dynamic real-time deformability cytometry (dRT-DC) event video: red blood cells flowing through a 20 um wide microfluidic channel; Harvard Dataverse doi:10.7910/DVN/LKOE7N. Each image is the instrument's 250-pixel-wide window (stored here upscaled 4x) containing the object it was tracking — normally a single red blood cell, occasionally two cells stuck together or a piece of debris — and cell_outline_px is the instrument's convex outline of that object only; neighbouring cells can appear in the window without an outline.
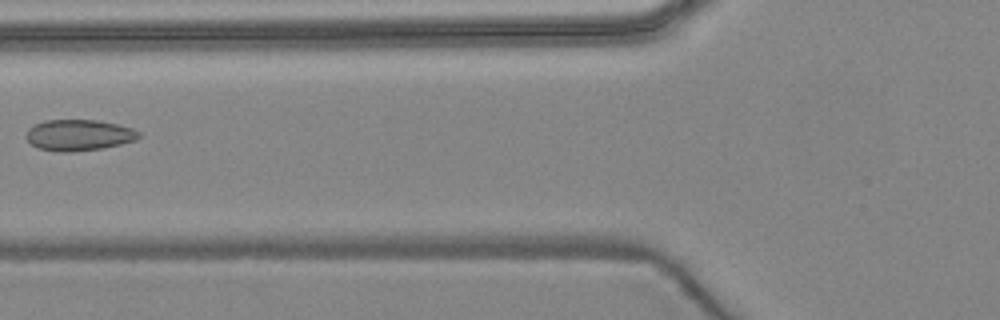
{"species": "common noctule bat (a hibernating species)", "species_latin": "Nyctalus noctula", "temperature_condition": "warm", "stored_images_in_passage": 4, "camera_frame_rate_fps": 3000, "um_per_image_px": 0.085, "animal": {"sex": "female", "body_mass_g": 24.6, "forearm_length_mm": 56.2}, "frame": {"image": 1, "passage_image": 4, "time_ms": 3.667, "image_size_px": [1000, 320], "cell_outline_px": [[140, 136], [136, 140], [104, 148], [68, 152], [60, 152], [36, 148], [28, 140], [28, 128], [44, 120], [96, 120], [116, 124], [132, 128], [140, 132]], "centroid_in_image_um": [6.71, 11.49], "position_along_channel_um": 119.1, "area_um2": 20.29}}